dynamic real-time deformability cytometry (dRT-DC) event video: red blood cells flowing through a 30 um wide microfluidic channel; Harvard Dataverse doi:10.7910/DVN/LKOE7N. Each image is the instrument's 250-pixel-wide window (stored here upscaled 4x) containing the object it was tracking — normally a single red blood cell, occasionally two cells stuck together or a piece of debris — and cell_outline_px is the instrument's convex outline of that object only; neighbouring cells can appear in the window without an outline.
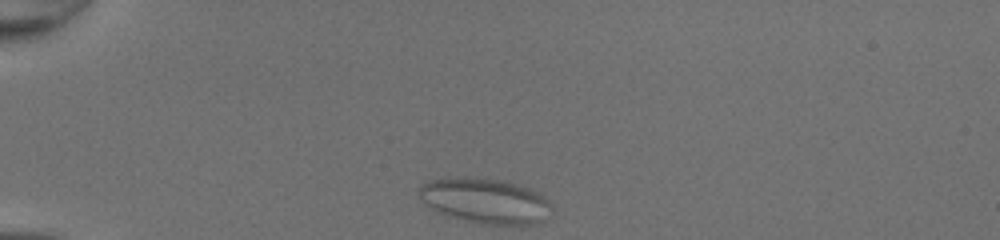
{"species": "common noctule bat (a hibernating species)", "species_latin": "Nyctalus noctula", "temperature_condition": "room temperature", "stored_images_in_passage": 38, "camera_frame_rate_fps": 3000, "um_per_image_px": 0.085, "animal": {"sex": "female", "body_mass_g": 20.0, "forearm_length_mm": 54.0}, "frame": {"image": 1, "passage_image": 1, "time_ms": 0.0, "image_size_px": [1000, 240], "cell_outline_px": [[548, 204], [540, 220], [532, 224], [484, 224], [452, 216], [440, 212], [432, 208], [416, 192], [424, 184], [432, 180], [500, 180], [516, 184], [540, 192], [548, 200]], "centroid_in_image_um": [41.24, 17.09], "position_along_channel_um": 43.8, "area_um2": 32.66}}
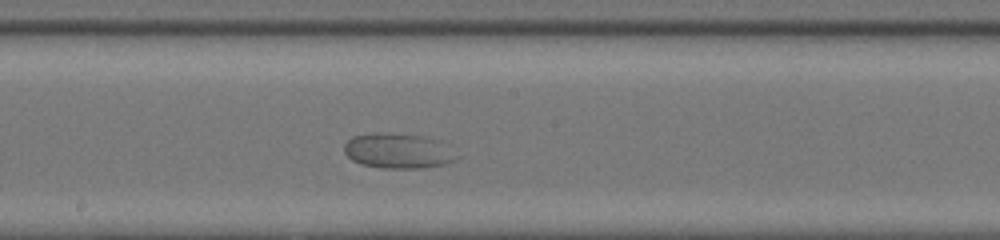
{"frame": {"image": 2, "passage_image": 17, "time_ms": 5.333, "image_size_px": [1000, 240], "cell_outline_px": [[452, 160], [444, 164], [424, 168], [384, 168], [364, 164], [352, 160], [344, 152], [344, 144], [352, 136], [372, 132], [384, 132], [428, 136], [440, 140]], "centroid_in_image_um": [33.7, 12.79], "position_along_channel_um": 214.5, "area_um2": 22.48}}
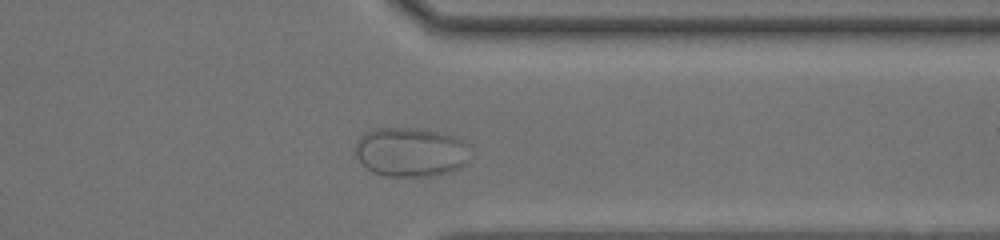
{"frame": {"image": 3, "passage_image": 29, "time_ms": 9.333, "image_size_px": [1000, 240], "cell_outline_px": [[472, 156], [460, 168], [448, 172], [428, 176], [388, 176], [372, 172], [360, 164], [352, 148], [356, 140], [364, 132], [376, 128], [416, 128], [436, 132], [452, 136], [464, 140], [472, 144]], "centroid_in_image_um": [34.9, 12.92], "position_along_channel_um": 376.5, "area_um2": 33.76}, "authors_computed_cell_mechanics": {"area_um2": 28.4954, "velocity_mm_per_s": 4.0783, "shape_relaxation_time_tau1_ms": 4.7574, "shape_relaxation_time_tau2_ms": null, "deformation_change_tau1": 0.0615, "deformation_change_tau2": null}}